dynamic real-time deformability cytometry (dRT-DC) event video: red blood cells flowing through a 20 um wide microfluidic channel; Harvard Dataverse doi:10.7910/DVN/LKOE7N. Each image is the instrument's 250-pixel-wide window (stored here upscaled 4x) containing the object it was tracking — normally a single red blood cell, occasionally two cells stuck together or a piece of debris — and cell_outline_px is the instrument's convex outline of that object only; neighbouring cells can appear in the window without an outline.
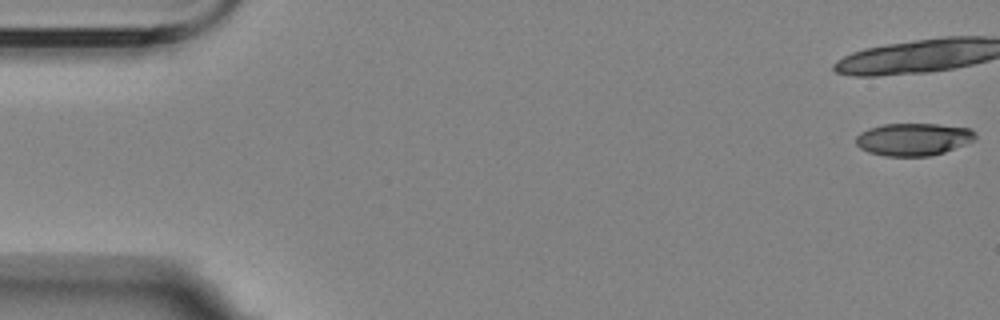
{"species": "Egyptian fruit bat (a non-hibernating species)", "species_latin": "Rousettus aegyptiacus", "temperature_condition": "room temperature", "stored_images_in_passage": 7, "camera_frame_rate_fps": 3000, "um_per_image_px": 0.085, "animal": {"sex": "female"}, "frame": {"image": 1, "passage_image": 1, "time_ms": 0.0, "image_size_px": [1000, 320], "cell_outline_px": [[976, 140], [944, 152], [928, 156], [884, 156], [868, 152], [860, 148], [856, 144], [856, 136], [860, 132], [868, 128], [884, 124], [936, 124], [972, 128], [976, 132]], "centroid_in_image_um": [77.64, 11.83], "position_along_channel_um": 7.4, "area_um2": 22.77}}
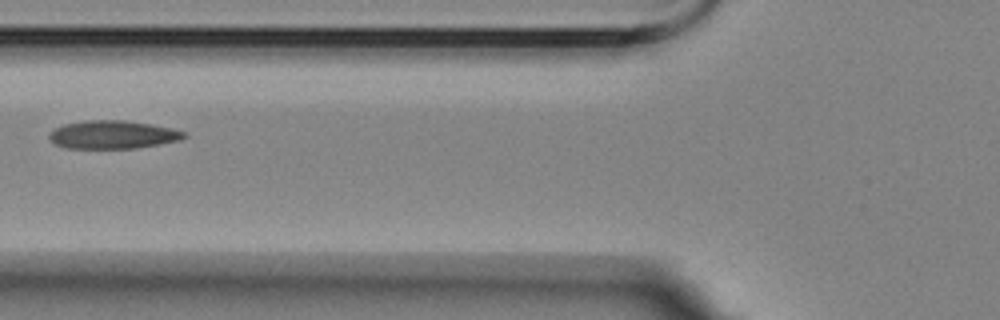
{"frame": {"image": 2, "passage_image": 7, "time_ms": 7.667, "image_size_px": [1000, 320], "cell_outline_px": [[188, 136], [180, 140], [136, 148], [68, 148], [56, 144], [48, 136], [56, 128], [64, 124], [84, 120], [124, 120], [152, 124], [172, 128], [188, 132]], "centroid_in_image_um": [9.65, 11.43], "position_along_channel_um": 116.2, "area_um2": 22.08}}